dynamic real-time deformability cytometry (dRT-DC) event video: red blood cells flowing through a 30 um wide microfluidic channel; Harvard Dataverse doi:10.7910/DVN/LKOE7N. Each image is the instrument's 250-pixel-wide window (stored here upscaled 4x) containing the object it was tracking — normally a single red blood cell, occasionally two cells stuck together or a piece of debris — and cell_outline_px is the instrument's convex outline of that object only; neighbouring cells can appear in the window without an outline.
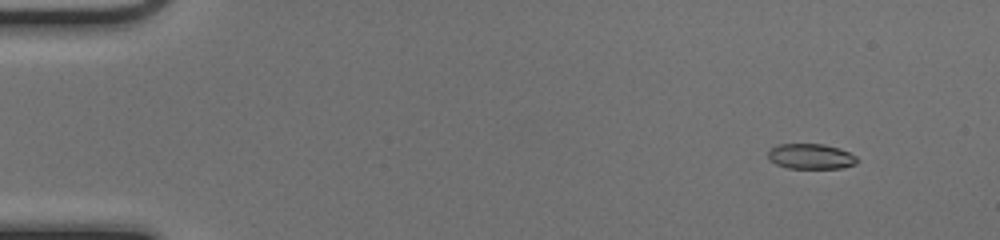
{"species": "common noctule bat (a hibernating species)", "species_latin": "Nyctalus noctula", "temperature_condition": "cold", "stored_images_in_passage": 52, "camera_frame_rate_fps": 3000, "um_per_image_px": 0.085, "animal": {"sex": "female", "body_mass_g": 17.0, "forearm_length_mm": 48.0}, "frame": {"image": 1, "passage_image": 6, "time_ms": 1.667, "image_size_px": [1000, 240], "cell_outline_px": [[860, 160], [856, 164], [840, 168], [788, 168], [776, 164], [768, 160], [768, 152], [772, 148], [780, 144], [824, 144], [840, 148], [856, 156]], "centroid_in_image_um": [68.94, 13.29], "position_along_channel_um": 16.1, "area_um2": 13.18}}
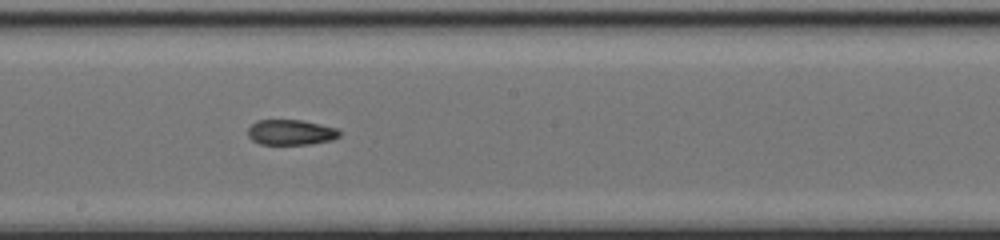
{"frame": {"image": 2, "passage_image": 30, "time_ms": 9.667, "image_size_px": [1000, 240], "cell_outline_px": [[340, 136], [332, 140], [312, 144], [260, 144], [252, 140], [248, 136], [248, 128], [256, 120], [300, 120], [320, 124], [336, 128], [340, 132]], "centroid_in_image_um": [24.71, 11.25], "position_along_channel_um": 223.5, "area_um2": 13.53}}
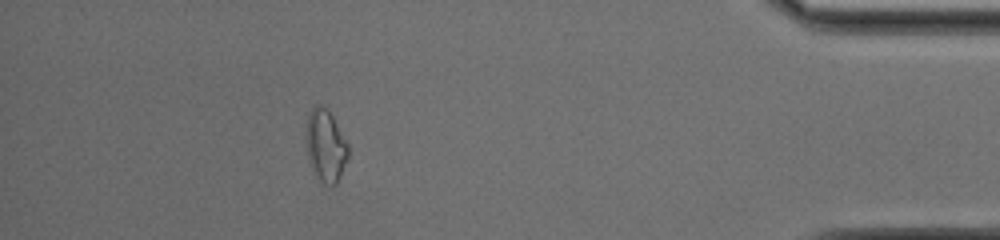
{"frame": {"image": 3, "passage_image": 47, "time_ms": 15.333, "image_size_px": [1000, 240], "cell_outline_px": [[348, 160], [336, 184], [324, 184], [312, 172], [308, 156], [308, 112], [316, 104], [320, 104], [328, 108], [348, 144]], "centroid_in_image_um": [27.7, 12.38], "position_along_channel_um": 407.5, "area_um2": 17.46}}